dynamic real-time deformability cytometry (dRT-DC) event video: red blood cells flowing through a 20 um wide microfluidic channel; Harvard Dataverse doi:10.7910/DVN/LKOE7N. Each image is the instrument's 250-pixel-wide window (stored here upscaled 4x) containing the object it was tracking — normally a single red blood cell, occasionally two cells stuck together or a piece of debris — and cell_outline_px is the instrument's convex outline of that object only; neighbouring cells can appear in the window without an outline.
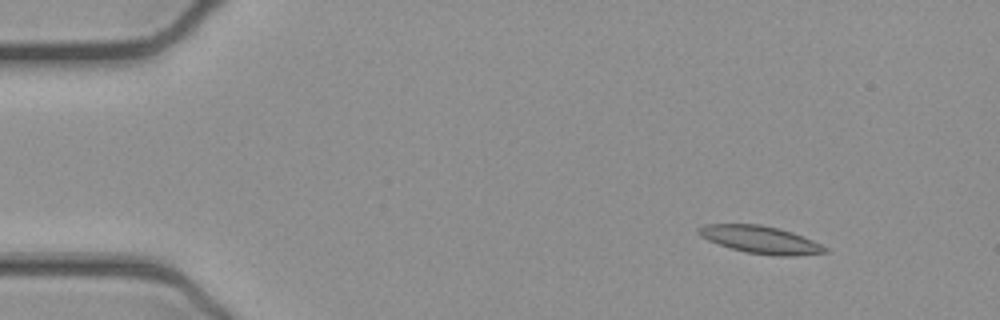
{"species": "common noctule bat (a hibernating species)", "species_latin": "Nyctalus noctula", "temperature_condition": "cold", "stored_images_in_passage": 16, "camera_frame_rate_fps": 3000, "um_per_image_px": 0.085, "animal": {"sex": "female", "body_mass_g": 21.9}, "frame": {"image": 1, "passage_image": 6, "time_ms": 1.667, "image_size_px": [1000, 320], "cell_outline_px": [[828, 252], [792, 256], [776, 256], [744, 252], [708, 240], [700, 236], [696, 232], [696, 228], [704, 224], [760, 224], [780, 228], [804, 236], [828, 248]], "centroid_in_image_um": [64.63, 20.36], "position_along_channel_um": 20.4, "area_um2": 20.35}}